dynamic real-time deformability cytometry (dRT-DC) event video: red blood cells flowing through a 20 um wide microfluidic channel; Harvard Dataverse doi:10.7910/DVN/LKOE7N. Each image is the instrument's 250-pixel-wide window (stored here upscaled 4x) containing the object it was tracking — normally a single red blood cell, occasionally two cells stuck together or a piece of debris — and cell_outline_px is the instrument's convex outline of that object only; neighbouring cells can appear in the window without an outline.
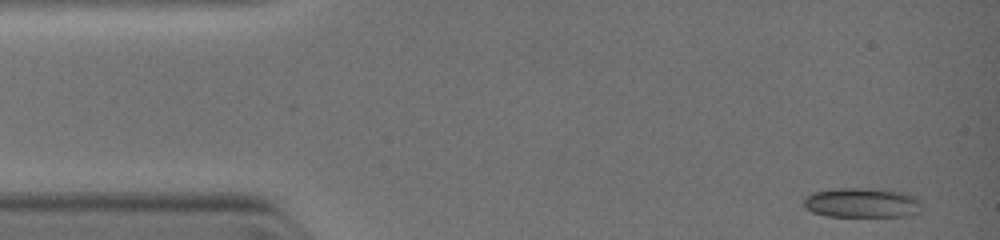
{"species": "common noctule bat (a hibernating species)", "species_latin": "Nyctalus noctula", "temperature_condition": "warm", "stored_images_in_passage": 16, "camera_frame_rate_fps": 3000, "um_per_image_px": 0.085, "animal": {"sex": "female", "body_mass_g": 19.0, "forearm_length_mm": 51.5}, "frame": {"image": 1, "passage_image": 1, "time_ms": 0.0, "image_size_px": [1000, 240], "cell_outline_px": [[920, 212], [908, 216], [824, 216], [812, 212], [804, 208], [804, 196], [812, 192], [836, 188], [872, 188], [908, 192], [920, 204]], "centroid_in_image_um": [73.22, 17.23], "position_along_channel_um": 11.8, "area_um2": 20.69}}
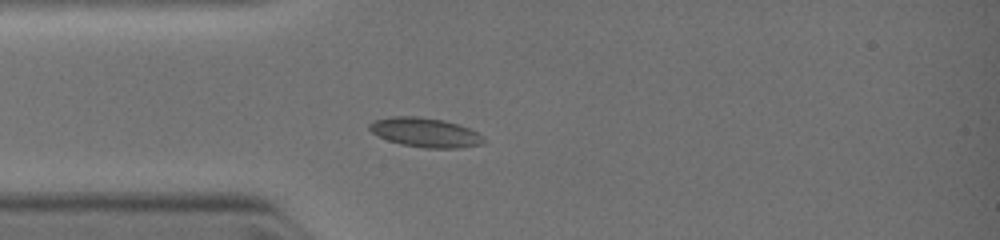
{"frame": {"image": 2, "passage_image": 13, "time_ms": 2.333, "image_size_px": [1000, 240], "cell_outline_px": [[488, 140], [484, 144], [460, 148], [424, 148], [400, 144], [388, 140], [372, 132], [368, 128], [368, 124], [372, 120], [392, 116], [416, 116], [444, 120], [468, 128], [484, 136]], "centroid_in_image_um": [36.16, 11.26], "position_along_channel_um": 48.8, "area_um2": 19.71}}